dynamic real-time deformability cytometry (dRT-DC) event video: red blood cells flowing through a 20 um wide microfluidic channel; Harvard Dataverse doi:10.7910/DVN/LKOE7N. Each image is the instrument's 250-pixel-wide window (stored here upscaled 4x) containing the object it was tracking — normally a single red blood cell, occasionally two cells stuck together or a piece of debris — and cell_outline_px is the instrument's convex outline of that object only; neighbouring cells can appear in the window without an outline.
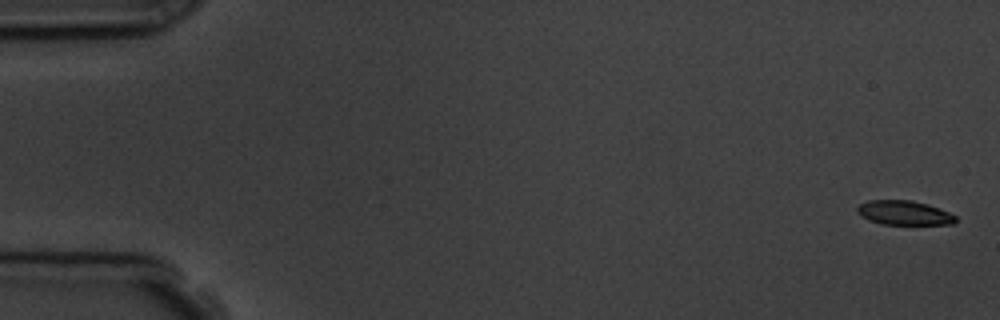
{"species": "common noctule bat (a hibernating species)", "species_latin": "Nyctalus noctula", "temperature_condition": "room temperature", "stored_images_in_passage": 6, "segment_of_instrument_passage": [1, 2], "camera_frame_rate_fps": 3000, "um_per_image_px": 0.085, "animal": {"sex": "male", "body_mass_g": 19.5, "forearm_length_mm": 54.6}, "frame": {"image": 1, "passage_image": 1, "time_ms": 0.0, "image_size_px": [1000, 320], "cell_outline_px": [[956, 220], [952, 224], [880, 224], [868, 220], [860, 216], [856, 212], [856, 208], [860, 204], [868, 200], [912, 200], [928, 204], [940, 208], [956, 216]], "centroid_in_image_um": [76.81, 18.08], "position_along_channel_um": 8.2, "area_um2": 14.05}}
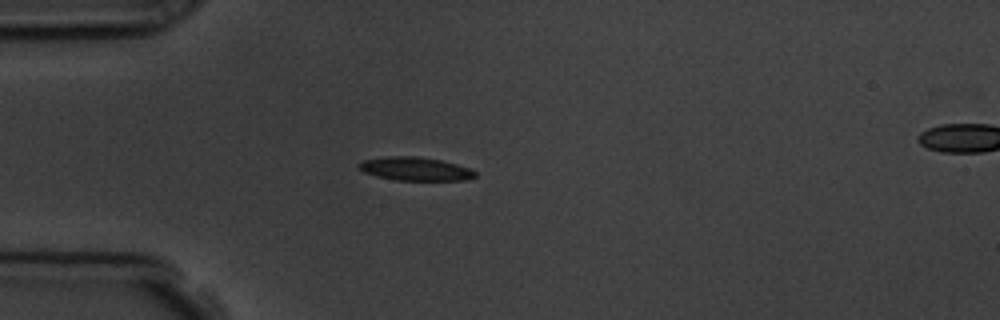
{"frame": {"image": 2, "passage_image": 5, "time_ms": 4.667, "image_size_px": [1000, 320], "cell_outline_px": [[476, 176], [468, 180], [396, 180], [376, 176], [364, 172], [356, 168], [356, 164], [364, 160], [388, 156], [420, 156], [440, 160], [456, 164], [468, 168], [476, 172]], "centroid_in_image_um": [35.26, 14.35], "position_along_channel_um": 49.7, "area_um2": 15.95}}